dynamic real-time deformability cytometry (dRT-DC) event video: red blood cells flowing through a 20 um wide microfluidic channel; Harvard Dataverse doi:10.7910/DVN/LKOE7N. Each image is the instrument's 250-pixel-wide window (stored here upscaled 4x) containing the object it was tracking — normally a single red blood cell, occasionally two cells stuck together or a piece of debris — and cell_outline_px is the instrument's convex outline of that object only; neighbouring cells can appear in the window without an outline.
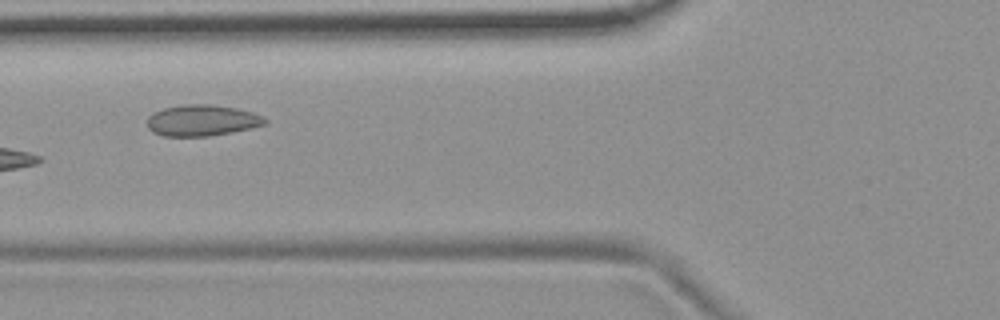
{"species": "common noctule bat (a hibernating species)", "species_latin": "Nyctalus noctula", "temperature_condition": "room temperature", "stored_images_in_passage": 7, "camera_frame_rate_fps": 3000, "um_per_image_px": 0.085, "animal": {"sex": "female", "body_mass_g": 19.9}, "frame": {"image": 1, "passage_image": 7, "time_ms": 7.0, "image_size_px": [1000, 320], "cell_outline_px": [[268, 120], [264, 124], [232, 132], [208, 136], [164, 136], [152, 132], [148, 128], [148, 116], [152, 112], [164, 108], [180, 104], [212, 104], [236, 108], [252, 112], [264, 116]], "centroid_in_image_um": [17.14, 10.22], "position_along_channel_um": 108.7, "area_um2": 21.44}}